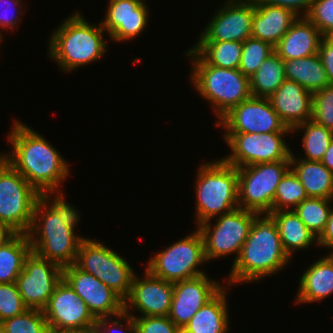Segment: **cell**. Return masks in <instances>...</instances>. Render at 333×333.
<instances>
[{"mask_svg": "<svg viewBox=\"0 0 333 333\" xmlns=\"http://www.w3.org/2000/svg\"><path fill=\"white\" fill-rule=\"evenodd\" d=\"M307 198L305 188L290 168L276 188L272 211L290 210L291 206V210H293Z\"/></svg>", "mask_w": 333, "mask_h": 333, "instance_id": "34", "label": "cell"}, {"mask_svg": "<svg viewBox=\"0 0 333 333\" xmlns=\"http://www.w3.org/2000/svg\"><path fill=\"white\" fill-rule=\"evenodd\" d=\"M210 19L198 41H240L252 34L254 0H226Z\"/></svg>", "mask_w": 333, "mask_h": 333, "instance_id": "16", "label": "cell"}, {"mask_svg": "<svg viewBox=\"0 0 333 333\" xmlns=\"http://www.w3.org/2000/svg\"><path fill=\"white\" fill-rule=\"evenodd\" d=\"M40 193L0 154V221L16 234L31 228Z\"/></svg>", "mask_w": 333, "mask_h": 333, "instance_id": "7", "label": "cell"}, {"mask_svg": "<svg viewBox=\"0 0 333 333\" xmlns=\"http://www.w3.org/2000/svg\"><path fill=\"white\" fill-rule=\"evenodd\" d=\"M42 311L48 328H87L97 322L86 303L63 279Z\"/></svg>", "mask_w": 333, "mask_h": 333, "instance_id": "17", "label": "cell"}, {"mask_svg": "<svg viewBox=\"0 0 333 333\" xmlns=\"http://www.w3.org/2000/svg\"><path fill=\"white\" fill-rule=\"evenodd\" d=\"M104 31L101 22L98 26L92 25L80 12H75L53 31L49 57L65 72L96 62L106 52Z\"/></svg>", "mask_w": 333, "mask_h": 333, "instance_id": "4", "label": "cell"}, {"mask_svg": "<svg viewBox=\"0 0 333 333\" xmlns=\"http://www.w3.org/2000/svg\"><path fill=\"white\" fill-rule=\"evenodd\" d=\"M176 333H187L183 328H179V330Z\"/></svg>", "mask_w": 333, "mask_h": 333, "instance_id": "49", "label": "cell"}, {"mask_svg": "<svg viewBox=\"0 0 333 333\" xmlns=\"http://www.w3.org/2000/svg\"><path fill=\"white\" fill-rule=\"evenodd\" d=\"M136 1H138V2H140V3H142V4H145V3H146L144 0H136Z\"/></svg>", "mask_w": 333, "mask_h": 333, "instance_id": "50", "label": "cell"}, {"mask_svg": "<svg viewBox=\"0 0 333 333\" xmlns=\"http://www.w3.org/2000/svg\"><path fill=\"white\" fill-rule=\"evenodd\" d=\"M311 119L333 131V84L313 93Z\"/></svg>", "mask_w": 333, "mask_h": 333, "instance_id": "38", "label": "cell"}, {"mask_svg": "<svg viewBox=\"0 0 333 333\" xmlns=\"http://www.w3.org/2000/svg\"><path fill=\"white\" fill-rule=\"evenodd\" d=\"M223 287L219 282L209 279L206 274L174 282L169 318L178 328H183Z\"/></svg>", "mask_w": 333, "mask_h": 333, "instance_id": "18", "label": "cell"}, {"mask_svg": "<svg viewBox=\"0 0 333 333\" xmlns=\"http://www.w3.org/2000/svg\"><path fill=\"white\" fill-rule=\"evenodd\" d=\"M51 195L52 192L40 194L27 235L32 252L65 267L75 263L79 246L84 239L74 232L81 220L80 212L66 202L62 191L55 192L53 195L56 196L52 201Z\"/></svg>", "mask_w": 333, "mask_h": 333, "instance_id": "1", "label": "cell"}, {"mask_svg": "<svg viewBox=\"0 0 333 333\" xmlns=\"http://www.w3.org/2000/svg\"><path fill=\"white\" fill-rule=\"evenodd\" d=\"M291 259L283 249L276 223L268 214L258 215L225 283L232 286L241 282H258L276 274Z\"/></svg>", "mask_w": 333, "mask_h": 333, "instance_id": "3", "label": "cell"}, {"mask_svg": "<svg viewBox=\"0 0 333 333\" xmlns=\"http://www.w3.org/2000/svg\"><path fill=\"white\" fill-rule=\"evenodd\" d=\"M63 279V267L31 252L16 279L18 291L29 309L43 310Z\"/></svg>", "mask_w": 333, "mask_h": 333, "instance_id": "13", "label": "cell"}, {"mask_svg": "<svg viewBox=\"0 0 333 333\" xmlns=\"http://www.w3.org/2000/svg\"><path fill=\"white\" fill-rule=\"evenodd\" d=\"M273 53L274 46L269 42L249 37L243 42L239 70L250 78L262 62Z\"/></svg>", "mask_w": 333, "mask_h": 333, "instance_id": "35", "label": "cell"}, {"mask_svg": "<svg viewBox=\"0 0 333 333\" xmlns=\"http://www.w3.org/2000/svg\"><path fill=\"white\" fill-rule=\"evenodd\" d=\"M0 333H5L1 327H0Z\"/></svg>", "mask_w": 333, "mask_h": 333, "instance_id": "51", "label": "cell"}, {"mask_svg": "<svg viewBox=\"0 0 333 333\" xmlns=\"http://www.w3.org/2000/svg\"><path fill=\"white\" fill-rule=\"evenodd\" d=\"M328 254L316 260L303 272L296 304L318 302L333 294V253Z\"/></svg>", "mask_w": 333, "mask_h": 333, "instance_id": "24", "label": "cell"}, {"mask_svg": "<svg viewBox=\"0 0 333 333\" xmlns=\"http://www.w3.org/2000/svg\"><path fill=\"white\" fill-rule=\"evenodd\" d=\"M298 129H303L304 131L302 146L306 157L303 160L322 161L327 148L333 140V131L312 119L294 127L292 129L293 133Z\"/></svg>", "mask_w": 333, "mask_h": 333, "instance_id": "32", "label": "cell"}, {"mask_svg": "<svg viewBox=\"0 0 333 333\" xmlns=\"http://www.w3.org/2000/svg\"><path fill=\"white\" fill-rule=\"evenodd\" d=\"M28 309L18 291L16 282L0 283V322L22 314Z\"/></svg>", "mask_w": 333, "mask_h": 333, "instance_id": "37", "label": "cell"}, {"mask_svg": "<svg viewBox=\"0 0 333 333\" xmlns=\"http://www.w3.org/2000/svg\"><path fill=\"white\" fill-rule=\"evenodd\" d=\"M102 27L114 42H123L138 37L144 31L148 19L147 3L136 0H109Z\"/></svg>", "mask_w": 333, "mask_h": 333, "instance_id": "20", "label": "cell"}, {"mask_svg": "<svg viewBox=\"0 0 333 333\" xmlns=\"http://www.w3.org/2000/svg\"><path fill=\"white\" fill-rule=\"evenodd\" d=\"M115 318H117V320H113L112 323L110 320L111 317L97 319L96 324L93 326V333H117L118 331L119 333H136L133 317L123 312L122 314L117 315ZM123 319L125 320L127 326H125V324H121L120 321ZM125 327H127L126 329L130 330H127L126 332Z\"/></svg>", "mask_w": 333, "mask_h": 333, "instance_id": "41", "label": "cell"}, {"mask_svg": "<svg viewBox=\"0 0 333 333\" xmlns=\"http://www.w3.org/2000/svg\"><path fill=\"white\" fill-rule=\"evenodd\" d=\"M290 168V160L237 168L239 208L259 215L271 213L276 188Z\"/></svg>", "mask_w": 333, "mask_h": 333, "instance_id": "9", "label": "cell"}, {"mask_svg": "<svg viewBox=\"0 0 333 333\" xmlns=\"http://www.w3.org/2000/svg\"><path fill=\"white\" fill-rule=\"evenodd\" d=\"M192 49L209 65L239 69L243 42L198 41Z\"/></svg>", "mask_w": 333, "mask_h": 333, "instance_id": "30", "label": "cell"}, {"mask_svg": "<svg viewBox=\"0 0 333 333\" xmlns=\"http://www.w3.org/2000/svg\"><path fill=\"white\" fill-rule=\"evenodd\" d=\"M225 133L292 132L281 121L268 98L251 96L217 121Z\"/></svg>", "mask_w": 333, "mask_h": 333, "instance_id": "14", "label": "cell"}, {"mask_svg": "<svg viewBox=\"0 0 333 333\" xmlns=\"http://www.w3.org/2000/svg\"><path fill=\"white\" fill-rule=\"evenodd\" d=\"M226 292V287H223L193 315L183 329L187 333H227L230 324Z\"/></svg>", "mask_w": 333, "mask_h": 333, "instance_id": "26", "label": "cell"}, {"mask_svg": "<svg viewBox=\"0 0 333 333\" xmlns=\"http://www.w3.org/2000/svg\"><path fill=\"white\" fill-rule=\"evenodd\" d=\"M322 38L321 32L307 17H298L274 46V52L283 60L311 56L318 53Z\"/></svg>", "mask_w": 333, "mask_h": 333, "instance_id": "22", "label": "cell"}, {"mask_svg": "<svg viewBox=\"0 0 333 333\" xmlns=\"http://www.w3.org/2000/svg\"><path fill=\"white\" fill-rule=\"evenodd\" d=\"M48 333H93V327L71 328V329L49 328Z\"/></svg>", "mask_w": 333, "mask_h": 333, "instance_id": "47", "label": "cell"}, {"mask_svg": "<svg viewBox=\"0 0 333 333\" xmlns=\"http://www.w3.org/2000/svg\"><path fill=\"white\" fill-rule=\"evenodd\" d=\"M258 215L256 212L237 208L215 217L217 218L215 225L211 223V219L198 225L204 240L207 262L237 253L235 261L248 237L251 225Z\"/></svg>", "mask_w": 333, "mask_h": 333, "instance_id": "11", "label": "cell"}, {"mask_svg": "<svg viewBox=\"0 0 333 333\" xmlns=\"http://www.w3.org/2000/svg\"><path fill=\"white\" fill-rule=\"evenodd\" d=\"M74 265L95 276L123 300L129 296L136 273L123 257L109 249L103 242L84 238Z\"/></svg>", "mask_w": 333, "mask_h": 333, "instance_id": "8", "label": "cell"}, {"mask_svg": "<svg viewBox=\"0 0 333 333\" xmlns=\"http://www.w3.org/2000/svg\"><path fill=\"white\" fill-rule=\"evenodd\" d=\"M5 333H48L47 321L42 310L28 309L22 314L0 322Z\"/></svg>", "mask_w": 333, "mask_h": 333, "instance_id": "36", "label": "cell"}, {"mask_svg": "<svg viewBox=\"0 0 333 333\" xmlns=\"http://www.w3.org/2000/svg\"><path fill=\"white\" fill-rule=\"evenodd\" d=\"M254 1L255 3H264V4L284 7L286 9L291 10L299 17H306V15L311 9L313 2V0H254Z\"/></svg>", "mask_w": 333, "mask_h": 333, "instance_id": "43", "label": "cell"}, {"mask_svg": "<svg viewBox=\"0 0 333 333\" xmlns=\"http://www.w3.org/2000/svg\"><path fill=\"white\" fill-rule=\"evenodd\" d=\"M318 54L326 70L330 84H333V37H323Z\"/></svg>", "mask_w": 333, "mask_h": 333, "instance_id": "44", "label": "cell"}, {"mask_svg": "<svg viewBox=\"0 0 333 333\" xmlns=\"http://www.w3.org/2000/svg\"><path fill=\"white\" fill-rule=\"evenodd\" d=\"M268 215L276 223L283 249L290 258L294 251L309 248L317 243V237L293 210L272 211Z\"/></svg>", "mask_w": 333, "mask_h": 333, "instance_id": "27", "label": "cell"}, {"mask_svg": "<svg viewBox=\"0 0 333 333\" xmlns=\"http://www.w3.org/2000/svg\"><path fill=\"white\" fill-rule=\"evenodd\" d=\"M292 132L268 133H224V141L231 154L222 158L236 168L258 163L290 160L291 150L284 141L285 134Z\"/></svg>", "mask_w": 333, "mask_h": 333, "instance_id": "12", "label": "cell"}, {"mask_svg": "<svg viewBox=\"0 0 333 333\" xmlns=\"http://www.w3.org/2000/svg\"><path fill=\"white\" fill-rule=\"evenodd\" d=\"M317 240V245L333 249V208L330 211L325 229L323 233L317 238ZM330 253H333V250Z\"/></svg>", "mask_w": 333, "mask_h": 333, "instance_id": "45", "label": "cell"}, {"mask_svg": "<svg viewBox=\"0 0 333 333\" xmlns=\"http://www.w3.org/2000/svg\"><path fill=\"white\" fill-rule=\"evenodd\" d=\"M290 155V167L305 188L308 197L333 199V172L321 161L303 160Z\"/></svg>", "mask_w": 333, "mask_h": 333, "instance_id": "25", "label": "cell"}, {"mask_svg": "<svg viewBox=\"0 0 333 333\" xmlns=\"http://www.w3.org/2000/svg\"><path fill=\"white\" fill-rule=\"evenodd\" d=\"M331 172H333V140L327 148L321 161Z\"/></svg>", "mask_w": 333, "mask_h": 333, "instance_id": "48", "label": "cell"}, {"mask_svg": "<svg viewBox=\"0 0 333 333\" xmlns=\"http://www.w3.org/2000/svg\"><path fill=\"white\" fill-rule=\"evenodd\" d=\"M333 199L308 197L293 211L304 222L305 226L318 238L324 231L330 211L329 202Z\"/></svg>", "mask_w": 333, "mask_h": 333, "instance_id": "33", "label": "cell"}, {"mask_svg": "<svg viewBox=\"0 0 333 333\" xmlns=\"http://www.w3.org/2000/svg\"><path fill=\"white\" fill-rule=\"evenodd\" d=\"M0 2L3 4L4 3V10H2V7L0 8V10L2 11V13H0V28H4V29H14L13 27H15L20 21L19 20V15H23L22 14V2L21 0H0ZM0 3V6L2 5ZM16 8V12L12 13V9L14 7ZM13 7V8H12ZM18 8V11H17ZM6 9V10H5ZM11 9V11H9ZM11 12L10 14H8V11ZM20 10V11H19ZM15 11V9H14ZM19 14L18 16L15 15ZM1 30V29H0ZM0 38L3 39V35L0 31Z\"/></svg>", "mask_w": 333, "mask_h": 333, "instance_id": "42", "label": "cell"}, {"mask_svg": "<svg viewBox=\"0 0 333 333\" xmlns=\"http://www.w3.org/2000/svg\"><path fill=\"white\" fill-rule=\"evenodd\" d=\"M268 99L281 121L291 130L312 118L313 94L295 81L285 79Z\"/></svg>", "mask_w": 333, "mask_h": 333, "instance_id": "21", "label": "cell"}, {"mask_svg": "<svg viewBox=\"0 0 333 333\" xmlns=\"http://www.w3.org/2000/svg\"><path fill=\"white\" fill-rule=\"evenodd\" d=\"M194 231L156 253L149 259L146 269L152 275L173 283L205 274L197 269L207 262L204 240L198 228Z\"/></svg>", "mask_w": 333, "mask_h": 333, "instance_id": "10", "label": "cell"}, {"mask_svg": "<svg viewBox=\"0 0 333 333\" xmlns=\"http://www.w3.org/2000/svg\"><path fill=\"white\" fill-rule=\"evenodd\" d=\"M135 324L136 333H176L179 328L169 316H134L131 312H125Z\"/></svg>", "mask_w": 333, "mask_h": 333, "instance_id": "40", "label": "cell"}, {"mask_svg": "<svg viewBox=\"0 0 333 333\" xmlns=\"http://www.w3.org/2000/svg\"><path fill=\"white\" fill-rule=\"evenodd\" d=\"M306 17L323 37H333V0H313Z\"/></svg>", "mask_w": 333, "mask_h": 333, "instance_id": "39", "label": "cell"}, {"mask_svg": "<svg viewBox=\"0 0 333 333\" xmlns=\"http://www.w3.org/2000/svg\"><path fill=\"white\" fill-rule=\"evenodd\" d=\"M185 56L192 59L191 82L205 100H209L218 121L233 107L249 99L250 78L239 69H226L207 64L192 48Z\"/></svg>", "mask_w": 333, "mask_h": 333, "instance_id": "5", "label": "cell"}, {"mask_svg": "<svg viewBox=\"0 0 333 333\" xmlns=\"http://www.w3.org/2000/svg\"><path fill=\"white\" fill-rule=\"evenodd\" d=\"M285 77L303 86L312 94L331 85L318 53L291 60H284Z\"/></svg>", "mask_w": 333, "mask_h": 333, "instance_id": "28", "label": "cell"}, {"mask_svg": "<svg viewBox=\"0 0 333 333\" xmlns=\"http://www.w3.org/2000/svg\"><path fill=\"white\" fill-rule=\"evenodd\" d=\"M16 233L5 223L0 221V247L10 240Z\"/></svg>", "mask_w": 333, "mask_h": 333, "instance_id": "46", "label": "cell"}, {"mask_svg": "<svg viewBox=\"0 0 333 333\" xmlns=\"http://www.w3.org/2000/svg\"><path fill=\"white\" fill-rule=\"evenodd\" d=\"M63 280L86 303L96 319L112 318L124 312V300L117 293L74 264L63 267Z\"/></svg>", "mask_w": 333, "mask_h": 333, "instance_id": "15", "label": "cell"}, {"mask_svg": "<svg viewBox=\"0 0 333 333\" xmlns=\"http://www.w3.org/2000/svg\"><path fill=\"white\" fill-rule=\"evenodd\" d=\"M32 252L27 234H15L0 247V283H14Z\"/></svg>", "mask_w": 333, "mask_h": 333, "instance_id": "29", "label": "cell"}, {"mask_svg": "<svg viewBox=\"0 0 333 333\" xmlns=\"http://www.w3.org/2000/svg\"><path fill=\"white\" fill-rule=\"evenodd\" d=\"M286 79L284 60L275 52L266 58L250 77V91L254 97L269 98Z\"/></svg>", "mask_w": 333, "mask_h": 333, "instance_id": "31", "label": "cell"}, {"mask_svg": "<svg viewBox=\"0 0 333 333\" xmlns=\"http://www.w3.org/2000/svg\"><path fill=\"white\" fill-rule=\"evenodd\" d=\"M12 153L1 154L40 194L61 192L69 176L67 161L43 136L15 120L8 134Z\"/></svg>", "mask_w": 333, "mask_h": 333, "instance_id": "2", "label": "cell"}, {"mask_svg": "<svg viewBox=\"0 0 333 333\" xmlns=\"http://www.w3.org/2000/svg\"><path fill=\"white\" fill-rule=\"evenodd\" d=\"M144 277L135 274L129 296L124 300V312L130 308L143 316H168L173 297V282L152 275L147 269Z\"/></svg>", "mask_w": 333, "mask_h": 333, "instance_id": "19", "label": "cell"}, {"mask_svg": "<svg viewBox=\"0 0 333 333\" xmlns=\"http://www.w3.org/2000/svg\"><path fill=\"white\" fill-rule=\"evenodd\" d=\"M298 17L284 7L254 1L251 37L275 46Z\"/></svg>", "mask_w": 333, "mask_h": 333, "instance_id": "23", "label": "cell"}, {"mask_svg": "<svg viewBox=\"0 0 333 333\" xmlns=\"http://www.w3.org/2000/svg\"><path fill=\"white\" fill-rule=\"evenodd\" d=\"M197 172L195 182L197 226L239 208L236 167L219 159L203 163Z\"/></svg>", "mask_w": 333, "mask_h": 333, "instance_id": "6", "label": "cell"}]
</instances>
